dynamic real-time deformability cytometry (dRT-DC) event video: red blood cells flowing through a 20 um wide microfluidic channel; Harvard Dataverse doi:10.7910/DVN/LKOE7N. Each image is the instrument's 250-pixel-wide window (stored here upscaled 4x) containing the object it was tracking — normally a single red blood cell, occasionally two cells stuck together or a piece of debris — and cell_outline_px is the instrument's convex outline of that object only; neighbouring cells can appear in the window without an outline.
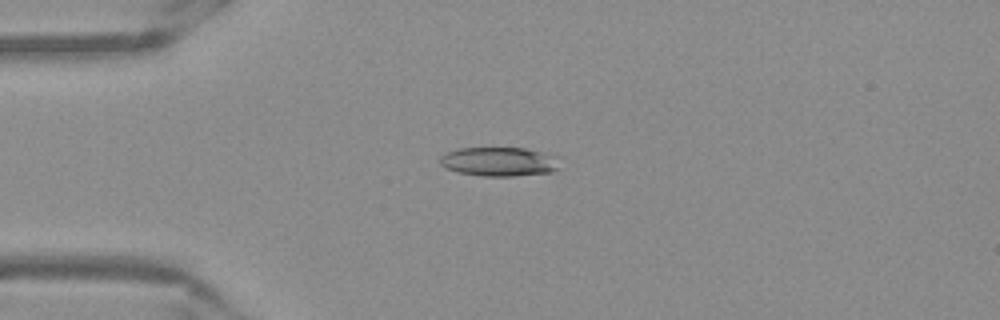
{"species": "Egyptian fruit bat (a non-hibernating species)", "species_latin": "Rousettus aegyptiacus", "temperature_condition": "warm", "stored_images_in_passage": 40, "camera_frame_rate_fps": 3000, "um_per_image_px": 0.085, "frame": {"image": 1, "passage_image": 1, "time_ms": 0.0, "image_size_px": [1000, 320], "cell_outline_px": [[564, 168], [552, 172], [512, 176], [480, 176], [460, 172], [448, 168], [440, 164], [440, 156], [444, 152], [460, 148], [524, 148], [556, 156]], "centroid_in_image_um": [42.48, 13.74], "position_along_channel_um": 42.5, "area_um2": 20.46}}
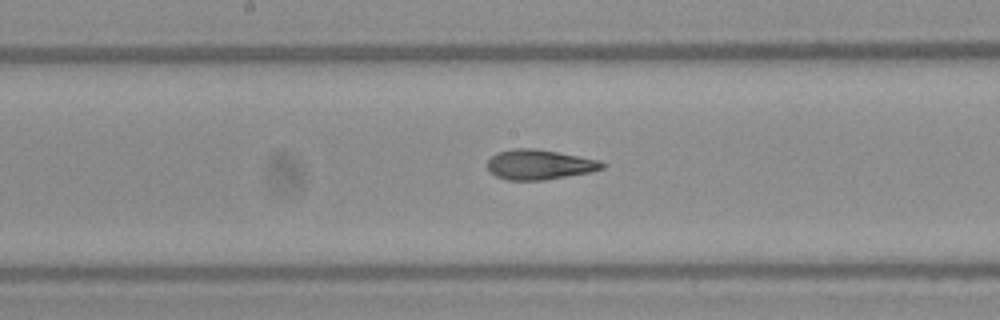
{"frame": {"image": 2, "passage_image": 15, "time_ms": 4.667, "image_size_px": [1000, 320], "cell_outline_px": [[608, 164], [604, 168], [592, 172], [544, 180], [504, 180], [488, 172], [488, 160], [496, 152], [512, 148], [536, 148], [600, 160]], "centroid_in_image_um": [45.85, 13.99], "position_along_channel_um": 202.3, "area_um2": 20.35}}
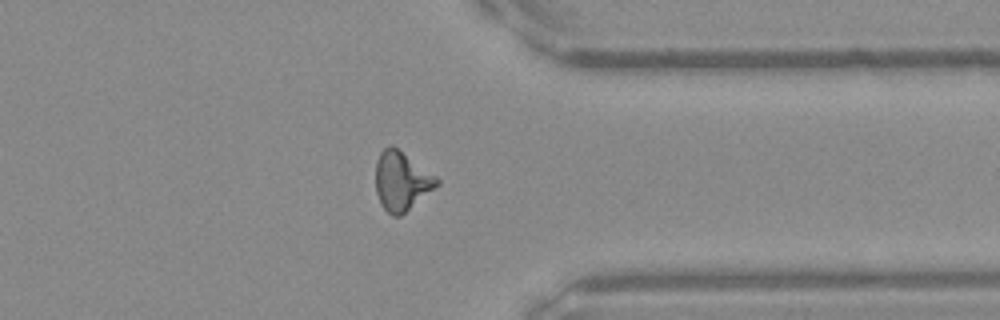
{"frame": {"image": 3, "passage_image": 29, "time_ms": 9.333, "image_size_px": [1000, 320], "cell_outline_px": [[440, 184], [400, 216], [392, 216], [380, 204], [376, 192], [376, 160], [380, 152], [384, 148], [392, 144], [436, 176], [440, 180]], "centroid_in_image_um": [34.12, 15.38], "position_along_channel_um": 377.3, "area_um2": 20.92}, "authors_computed_cell_mechanics": {"area_um2": 19.9988, "velocity_mm_per_s": 3.8823, "shape_relaxation_time_tau1_ms": 8.5889, "shape_relaxation_time_tau2_ms": 1.7, "deformation_change_tau1": 0.2492, "deformation_change_tau2": 0.1101}}